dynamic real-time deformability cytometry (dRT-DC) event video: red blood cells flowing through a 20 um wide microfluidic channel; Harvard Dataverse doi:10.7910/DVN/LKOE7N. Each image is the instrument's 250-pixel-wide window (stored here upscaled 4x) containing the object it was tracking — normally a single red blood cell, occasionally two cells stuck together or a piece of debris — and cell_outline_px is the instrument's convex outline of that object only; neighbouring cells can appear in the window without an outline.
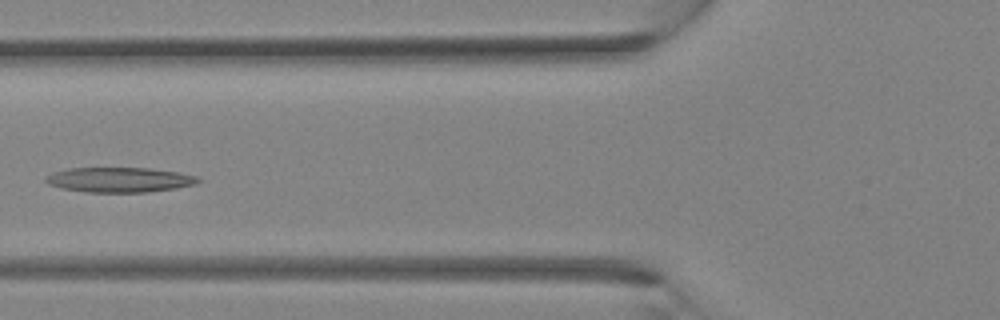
{"species": "Egyptian fruit bat (a non-hibernating species)", "species_latin": "Rousettus aegyptiacus", "temperature_condition": "room temperature", "stored_images_in_passage": 32, "camera_frame_rate_fps": 3000, "um_per_image_px": 0.085, "animal": {"sex": "female"}, "frame": {"image": 1, "passage_image": 11, "time_ms": 3.333, "image_size_px": [1000, 320], "cell_outline_px": [[200, 180], [196, 184], [176, 188], [148, 192], [84, 192], [60, 188], [48, 184], [44, 180], [44, 176], [52, 172], [68, 168], [148, 168], [180, 172], [200, 176]], "centroid_in_image_um": [10.14, 15.28], "position_along_channel_um": 115.7, "area_um2": 22.43}}
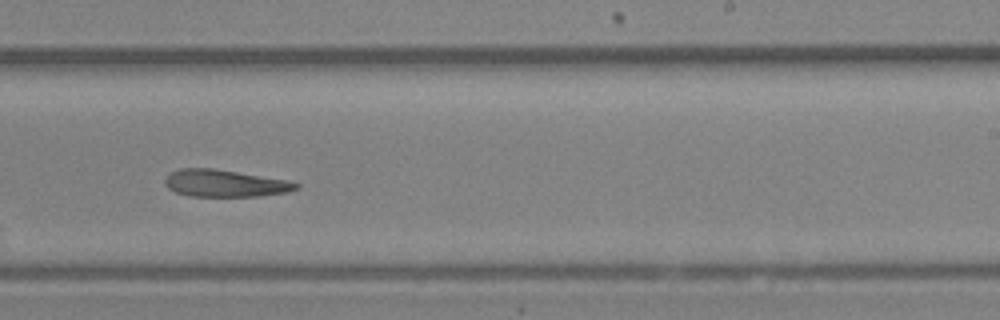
{"frame": {"image": 2, "passage_image": 19, "time_ms": 6.0, "image_size_px": [1000, 320], "cell_outline_px": [[300, 184], [296, 188], [284, 192], [260, 196], [188, 196], [176, 192], [168, 188], [164, 184], [164, 180], [172, 172], [180, 168], [212, 168], [288, 180]], "centroid_in_image_um": [19.07, 15.58], "position_along_channel_um": 269.9, "area_um2": 20.46}}
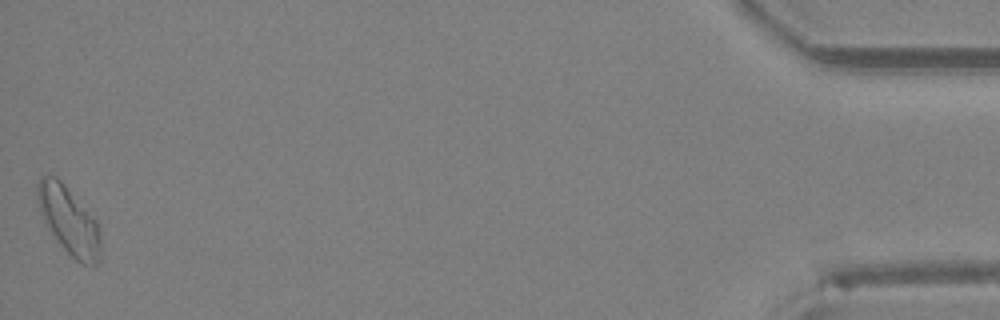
{"frame": {"image": 3, "passage_image": 32, "time_ms": 10.333, "image_size_px": [1000, 320], "cell_outline_px": [[100, 260], [92, 268], [76, 260], [60, 244], [44, 220], [40, 212], [36, 196], [36, 184], [40, 176], [56, 176], [64, 184], [96, 220], [100, 240]], "centroid_in_image_um": [5.84, 18.74], "position_along_channel_um": 429.4, "area_um2": 24.57}}